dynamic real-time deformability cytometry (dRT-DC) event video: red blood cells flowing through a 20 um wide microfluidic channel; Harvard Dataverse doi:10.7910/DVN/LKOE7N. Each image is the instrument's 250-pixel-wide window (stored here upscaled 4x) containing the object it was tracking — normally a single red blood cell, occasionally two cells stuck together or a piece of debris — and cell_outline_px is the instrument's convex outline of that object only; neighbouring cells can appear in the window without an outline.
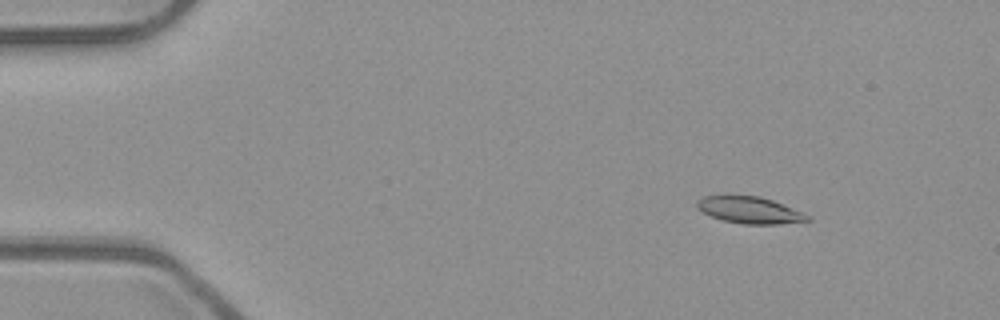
{"species": "common noctule bat (a hibernating species)", "species_latin": "Nyctalus noctula", "temperature_condition": "room temperature", "stored_images_in_passage": 53, "segment_of_instrument_passage": [1, 2], "camera_frame_rate_fps": 3000, "um_per_image_px": 0.085, "animal": {"sex": "male", "body_mass_g": 23.1, "forearm_length_mm": 52.7}, "frame": {"image": 1, "passage_image": 6, "time_ms": 1.667, "image_size_px": [1000, 320], "cell_outline_px": [[812, 220], [780, 224], [744, 224], [724, 220], [712, 216], [696, 208], [696, 204], [704, 196], [760, 196], [772, 200], [804, 212], [812, 216]], "centroid_in_image_um": [63.8, 17.87], "position_along_channel_um": 21.2, "area_um2": 17.05}}
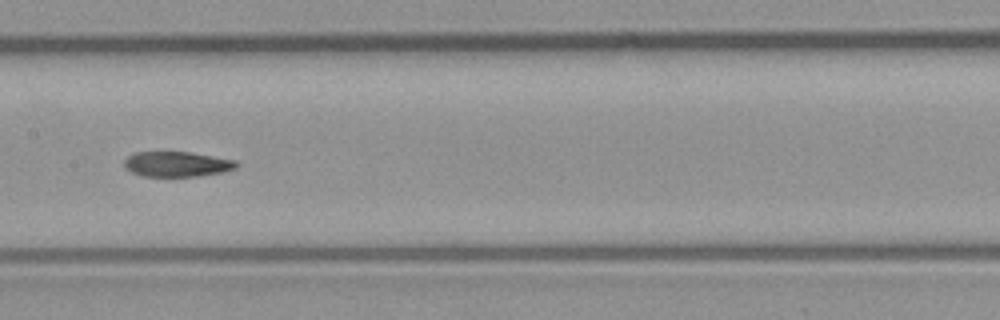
{"frame": {"image": 2, "passage_image": 26, "time_ms": 8.333, "image_size_px": [1000, 320], "cell_outline_px": [[236, 168], [220, 172], [200, 176], [144, 176], [132, 172], [124, 164], [124, 160], [128, 156], [136, 152], [192, 152], [236, 160]], "centroid_in_image_um": [15.04, 13.94], "position_along_channel_um": 192.4, "area_um2": 16.24}}
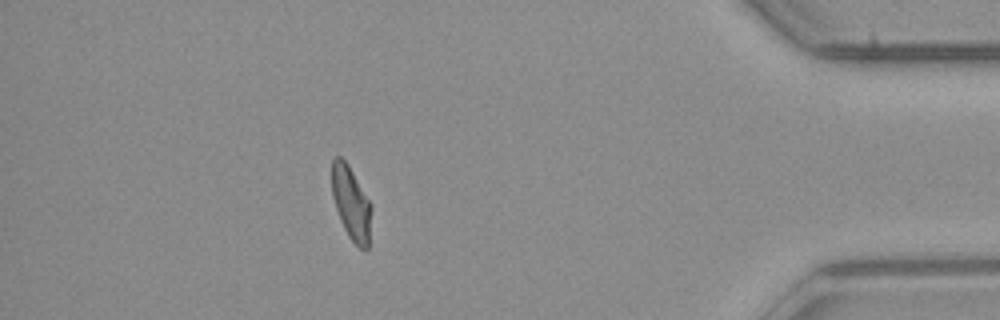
{"frame": {"image": 3, "passage_image": 46, "time_ms": 15.0, "image_size_px": [1000, 320], "cell_outline_px": [[372, 208], [368, 248], [364, 252], [348, 236], [340, 220], [332, 196], [332, 160], [336, 156], [340, 156], [348, 164], [372, 204]], "centroid_in_image_um": [29.86, 17.28], "position_along_channel_um": 405.3, "area_um2": 16.99}}